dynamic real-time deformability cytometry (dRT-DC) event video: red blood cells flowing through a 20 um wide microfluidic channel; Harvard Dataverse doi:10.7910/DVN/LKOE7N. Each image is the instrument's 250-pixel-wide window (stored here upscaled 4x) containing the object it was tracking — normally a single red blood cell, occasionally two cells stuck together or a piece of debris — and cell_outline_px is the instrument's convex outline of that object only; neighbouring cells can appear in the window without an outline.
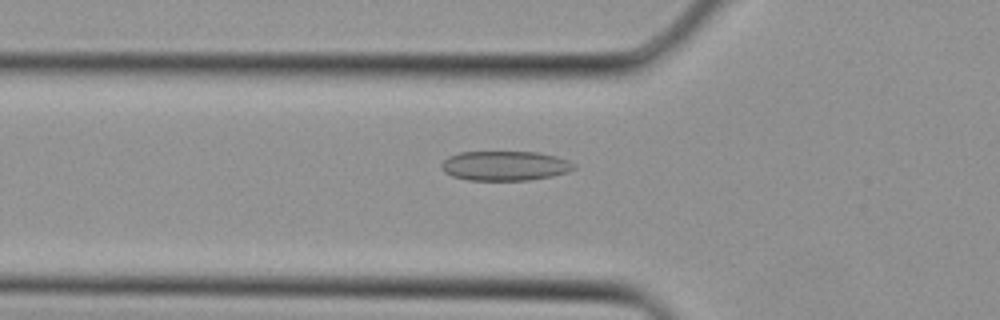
{"species": "Egyptian fruit bat (a non-hibernating species)", "species_latin": "Rousettus aegyptiacus", "temperature_condition": "cold", "stored_images_in_passage": 5, "segment_of_instrument_passage": [2, 2], "camera_frame_rate_fps": 3000, "um_per_image_px": 0.085, "animal": {"sex": "female"}, "frame": {"image": 1, "passage_image": 5, "time_ms": 1.333, "image_size_px": [1000, 320], "cell_outline_px": [[576, 168], [568, 172], [552, 176], [528, 180], [468, 180], [452, 176], [444, 172], [440, 168], [440, 164], [448, 156], [460, 152], [536, 152], [556, 156], [568, 160], [576, 164]], "centroid_in_image_um": [42.91, 14.09], "position_along_channel_um": 82.9, "area_um2": 23.0}}